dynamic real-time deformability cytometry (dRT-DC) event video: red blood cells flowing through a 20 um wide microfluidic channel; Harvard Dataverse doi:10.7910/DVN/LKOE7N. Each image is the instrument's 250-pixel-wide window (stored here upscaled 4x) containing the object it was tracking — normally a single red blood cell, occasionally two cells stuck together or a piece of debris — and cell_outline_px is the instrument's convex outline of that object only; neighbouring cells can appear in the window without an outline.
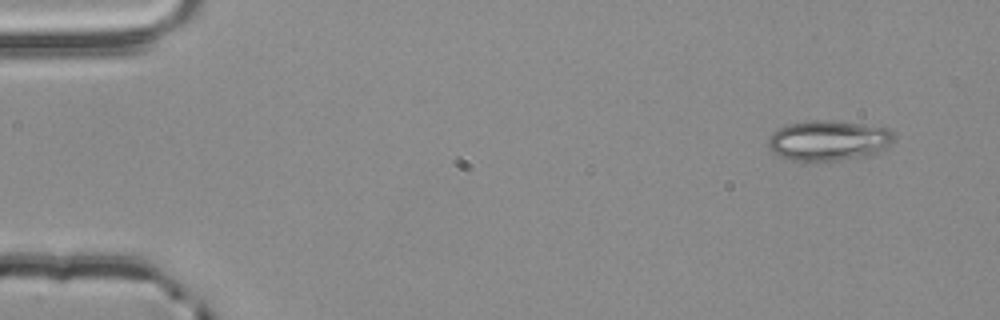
{"species": "common noctule bat (a hibernating species)", "species_latin": "Nyctalus noctula", "temperature_condition": "room temperature", "stored_images_in_passage": 4, "camera_frame_rate_fps": 3000, "um_per_image_px": 0.085, "animal": {"sex": "male", "body_mass_g": 20.4}, "frame": {"image": 1, "passage_image": 1, "time_ms": 0.0, "image_size_px": [1000, 320], "cell_outline_px": [[896, 136], [888, 144], [876, 152], [860, 156], [840, 160], [792, 160], [780, 156], [772, 152], [768, 148], [768, 140], [772, 132], [776, 128], [788, 124], [812, 120], [832, 120], [888, 128]], "centroid_in_image_um": [70.35, 11.92], "position_along_channel_um": 14.6, "area_um2": 29.07}}